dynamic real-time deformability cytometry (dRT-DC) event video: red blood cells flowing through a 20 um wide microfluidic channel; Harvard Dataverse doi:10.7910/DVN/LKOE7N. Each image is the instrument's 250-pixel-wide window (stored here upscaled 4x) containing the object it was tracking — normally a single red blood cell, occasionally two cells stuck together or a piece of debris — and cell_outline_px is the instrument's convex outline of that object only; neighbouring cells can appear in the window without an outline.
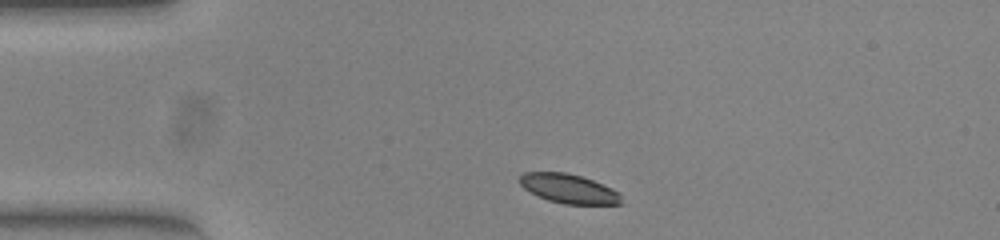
{"species": "common noctule bat (a hibernating species)", "species_latin": "Nyctalus noctula", "temperature_condition": "warm", "stored_images_in_passage": 43, "camera_frame_rate_fps": 3000, "um_per_image_px": 0.085, "animal": {"sex": "female", "body_mass_g": 23.0, "forearm_length_mm": 53.4}, "frame": {"image": 1, "passage_image": 1, "time_ms": 0.0, "image_size_px": [1000, 240], "cell_outline_px": [[620, 204], [564, 204], [548, 200], [524, 188], [520, 184], [520, 176], [524, 172], [564, 172], [580, 176], [592, 180], [612, 188], [620, 192]], "centroid_in_image_um": [48.35, 16.03], "position_along_channel_um": 36.7, "area_um2": 17.05}}
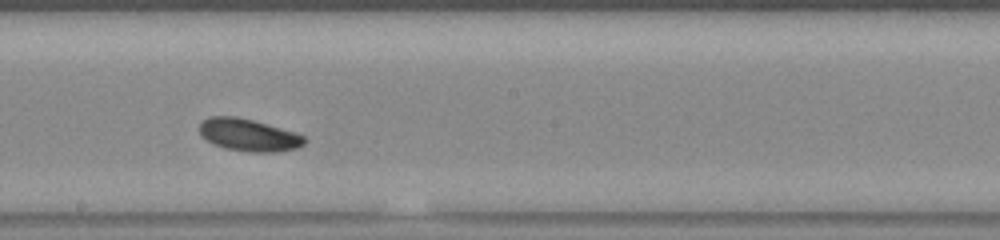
{"frame": {"image": 2, "passage_image": 19, "time_ms": 6.0, "image_size_px": [1000, 240], "cell_outline_px": [[308, 140], [304, 144], [296, 148], [276, 152], [252, 152], [224, 148], [200, 136], [200, 124], [208, 116], [236, 116], [252, 120], [296, 132], [304, 136]], "centroid_in_image_um": [21.15, 11.47], "position_along_channel_um": 227.0, "area_um2": 19.71}}
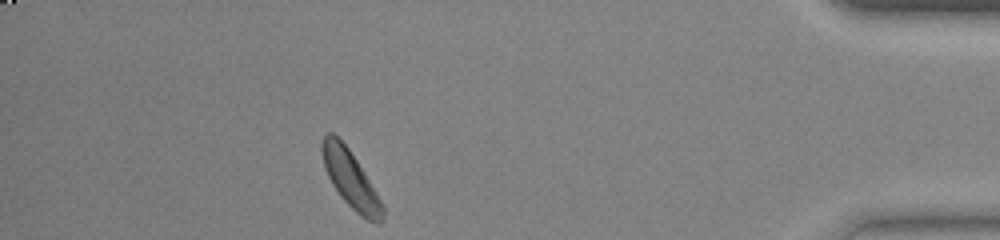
{"frame": {"image": 3, "passage_image": 37, "time_ms": 12.0, "image_size_px": [1000, 240], "cell_outline_px": [[384, 220], [380, 224], [376, 224], [360, 216], [340, 196], [332, 184], [324, 168], [320, 148], [320, 144], [324, 132], [332, 132], [348, 148], [356, 160], [384, 204]], "centroid_in_image_um": [29.79, 15.24], "position_along_channel_um": 405.4, "area_um2": 20.29}}